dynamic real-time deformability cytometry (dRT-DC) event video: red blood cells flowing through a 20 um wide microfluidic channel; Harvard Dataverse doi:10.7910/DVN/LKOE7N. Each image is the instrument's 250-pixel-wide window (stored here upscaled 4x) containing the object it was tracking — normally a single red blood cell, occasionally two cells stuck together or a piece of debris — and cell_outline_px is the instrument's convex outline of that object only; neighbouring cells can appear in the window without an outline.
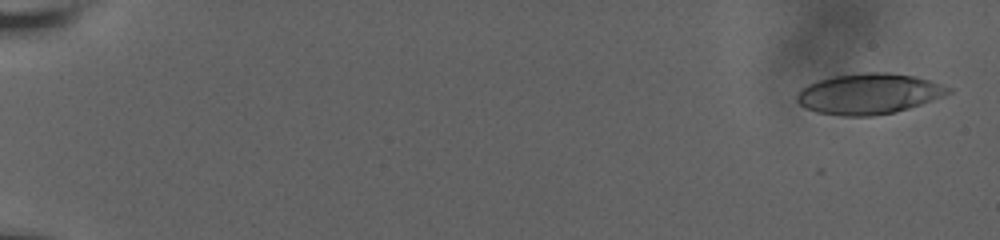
{"species": "human", "species_latin": "Homo sapiens", "temperature_condition": "room temperature", "stored_images_in_passage": 59, "camera_frame_rate_fps": 3000, "um_per_image_px": 0.085, "donor": {"sex": "male"}, "frame": {"image": 1, "passage_image": 2, "time_ms": 0.333, "image_size_px": [1000, 240], "cell_outline_px": [[952, 92], [944, 96], [896, 112], [872, 116], [844, 116], [816, 112], [804, 108], [796, 100], [796, 96], [808, 84], [832, 76], [864, 72], [888, 72], [912, 76], [928, 80], [952, 88]], "centroid_in_image_um": [73.85, 7.98], "position_along_channel_um": 11.2, "area_um2": 35.66}}
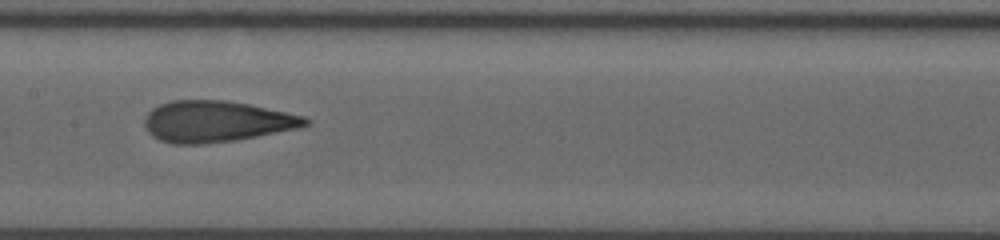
{"frame": {"image": 2, "passage_image": 33, "time_ms": 10.667, "image_size_px": [1000, 240], "cell_outline_px": [[312, 120], [308, 124], [300, 128], [236, 140], [204, 144], [176, 144], [160, 140], [152, 136], [148, 132], [144, 124], [144, 116], [152, 108], [160, 104], [172, 100], [228, 100], [248, 104], [304, 116]], "centroid_in_image_um": [18.38, 10.32], "position_along_channel_um": 189.0, "area_um2": 38.73}}
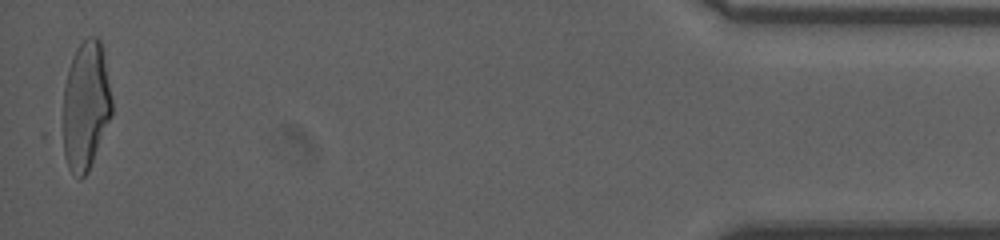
{"frame": {"image": 3, "passage_image": 59, "time_ms": 19.333, "image_size_px": [1000, 240], "cell_outline_px": [[112, 116], [88, 172], [80, 180], [68, 168], [56, 136], [56, 132], [64, 88], [68, 68], [72, 56], [76, 48], [88, 36], [96, 36], [100, 40], [112, 100]], "centroid_in_image_um": [7.17, 9.1], "position_along_channel_um": 428.0, "area_um2": 38.61}, "authors_computed_cell_mechanics": {"area_um2": 37.7434, "velocity_mm_per_s": 3.6614, "shape_relaxation_time_tau1_ms": 10.0748, "shape_relaxation_time_tau2_ms": 1.2925, "deformation_change_tau1": 0.2873, "deformation_change_tau2": 0.1015}}